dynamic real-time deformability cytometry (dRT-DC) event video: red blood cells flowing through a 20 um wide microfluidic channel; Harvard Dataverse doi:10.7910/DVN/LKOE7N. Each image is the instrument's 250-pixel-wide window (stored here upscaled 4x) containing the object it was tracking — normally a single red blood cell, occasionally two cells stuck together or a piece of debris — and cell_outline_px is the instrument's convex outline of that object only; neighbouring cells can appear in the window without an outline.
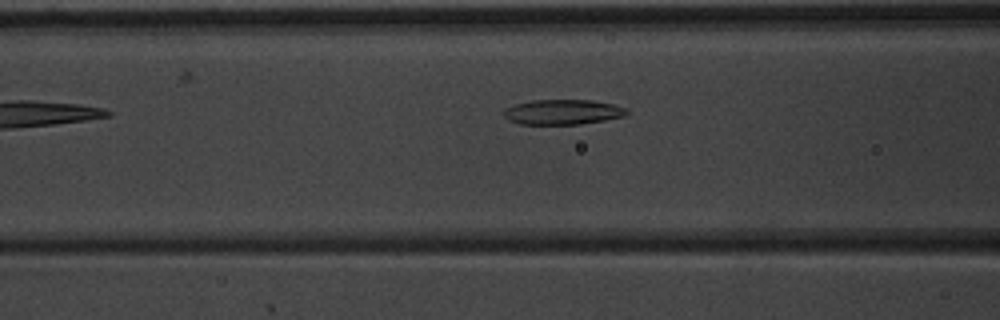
{"species": "common noctule bat (a hibernating species)", "species_latin": "Nyctalus noctula", "temperature_condition": "warm", "stored_images_in_passage": 8, "camera_frame_rate_fps": 3000, "um_per_image_px": 0.085, "animal": {"sex": "male", "body_mass_g": 20.1, "forearm_length_mm": 53.5}, "frame": {"image": 1, "passage_image": 7, "time_ms": 2.0, "image_size_px": [1000, 320], "cell_outline_px": [[628, 112], [624, 116], [604, 120], [580, 124], [520, 124], [508, 120], [504, 116], [504, 108], [516, 104], [532, 100], [592, 100], [612, 104], [624, 108]], "centroid_in_image_um": [47.79, 9.52], "position_along_channel_um": 118.8, "area_um2": 17.8}}
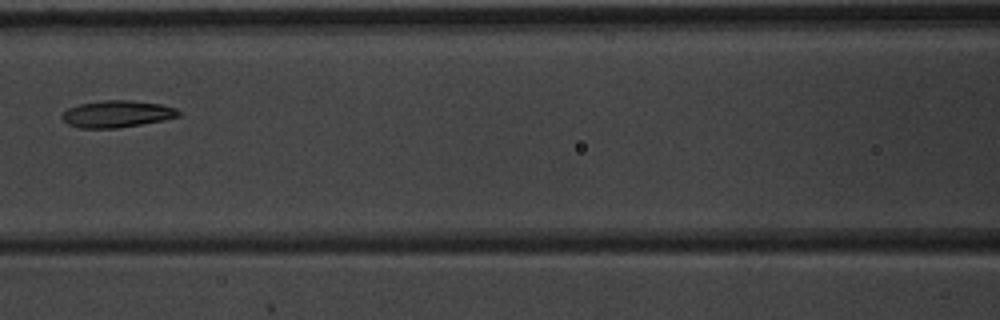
{"frame": {"image": 2, "passage_image": 8, "time_ms": 2.333, "image_size_px": [1000, 320], "cell_outline_px": [[180, 116], [164, 120], [120, 128], [80, 128], [68, 124], [60, 116], [68, 108], [80, 104], [104, 100], [132, 100], [160, 104], [176, 108], [180, 112]], "centroid_in_image_um": [9.96, 9.69], "position_along_channel_um": 156.6, "area_um2": 18.26}}